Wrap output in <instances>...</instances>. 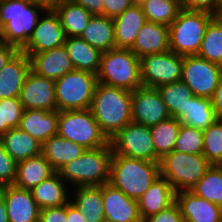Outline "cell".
<instances>
[{
  "instance_id": "55",
  "label": "cell",
  "mask_w": 222,
  "mask_h": 222,
  "mask_svg": "<svg viewBox=\"0 0 222 222\" xmlns=\"http://www.w3.org/2000/svg\"><path fill=\"white\" fill-rule=\"evenodd\" d=\"M2 136V116H1V106H0V137Z\"/></svg>"
},
{
  "instance_id": "31",
  "label": "cell",
  "mask_w": 222,
  "mask_h": 222,
  "mask_svg": "<svg viewBox=\"0 0 222 222\" xmlns=\"http://www.w3.org/2000/svg\"><path fill=\"white\" fill-rule=\"evenodd\" d=\"M66 37H80L92 14L73 0H58L54 9Z\"/></svg>"
},
{
  "instance_id": "40",
  "label": "cell",
  "mask_w": 222,
  "mask_h": 222,
  "mask_svg": "<svg viewBox=\"0 0 222 222\" xmlns=\"http://www.w3.org/2000/svg\"><path fill=\"white\" fill-rule=\"evenodd\" d=\"M203 142V130L181 124L173 150L188 154H203Z\"/></svg>"
},
{
  "instance_id": "43",
  "label": "cell",
  "mask_w": 222,
  "mask_h": 222,
  "mask_svg": "<svg viewBox=\"0 0 222 222\" xmlns=\"http://www.w3.org/2000/svg\"><path fill=\"white\" fill-rule=\"evenodd\" d=\"M182 9L207 12L216 15L222 6V0H180Z\"/></svg>"
},
{
  "instance_id": "39",
  "label": "cell",
  "mask_w": 222,
  "mask_h": 222,
  "mask_svg": "<svg viewBox=\"0 0 222 222\" xmlns=\"http://www.w3.org/2000/svg\"><path fill=\"white\" fill-rule=\"evenodd\" d=\"M203 155L211 165L222 164V120L203 130Z\"/></svg>"
},
{
  "instance_id": "36",
  "label": "cell",
  "mask_w": 222,
  "mask_h": 222,
  "mask_svg": "<svg viewBox=\"0 0 222 222\" xmlns=\"http://www.w3.org/2000/svg\"><path fill=\"white\" fill-rule=\"evenodd\" d=\"M190 191L222 208V166L211 165Z\"/></svg>"
},
{
  "instance_id": "30",
  "label": "cell",
  "mask_w": 222,
  "mask_h": 222,
  "mask_svg": "<svg viewBox=\"0 0 222 222\" xmlns=\"http://www.w3.org/2000/svg\"><path fill=\"white\" fill-rule=\"evenodd\" d=\"M80 38L102 53L116 48L113 18L92 15Z\"/></svg>"
},
{
  "instance_id": "24",
  "label": "cell",
  "mask_w": 222,
  "mask_h": 222,
  "mask_svg": "<svg viewBox=\"0 0 222 222\" xmlns=\"http://www.w3.org/2000/svg\"><path fill=\"white\" fill-rule=\"evenodd\" d=\"M146 21L141 6H131L114 18L115 47L130 49Z\"/></svg>"
},
{
  "instance_id": "38",
  "label": "cell",
  "mask_w": 222,
  "mask_h": 222,
  "mask_svg": "<svg viewBox=\"0 0 222 222\" xmlns=\"http://www.w3.org/2000/svg\"><path fill=\"white\" fill-rule=\"evenodd\" d=\"M141 9L147 21L169 26L181 9L180 0H148Z\"/></svg>"
},
{
  "instance_id": "46",
  "label": "cell",
  "mask_w": 222,
  "mask_h": 222,
  "mask_svg": "<svg viewBox=\"0 0 222 222\" xmlns=\"http://www.w3.org/2000/svg\"><path fill=\"white\" fill-rule=\"evenodd\" d=\"M39 222H67L66 205L41 209Z\"/></svg>"
},
{
  "instance_id": "25",
  "label": "cell",
  "mask_w": 222,
  "mask_h": 222,
  "mask_svg": "<svg viewBox=\"0 0 222 222\" xmlns=\"http://www.w3.org/2000/svg\"><path fill=\"white\" fill-rule=\"evenodd\" d=\"M70 186L59 176L57 172L46 180L40 182L30 191L41 209L61 207L70 201ZM70 189V190H69Z\"/></svg>"
},
{
  "instance_id": "44",
  "label": "cell",
  "mask_w": 222,
  "mask_h": 222,
  "mask_svg": "<svg viewBox=\"0 0 222 222\" xmlns=\"http://www.w3.org/2000/svg\"><path fill=\"white\" fill-rule=\"evenodd\" d=\"M143 222H184L180 208L176 202L157 214L151 215Z\"/></svg>"
},
{
  "instance_id": "11",
  "label": "cell",
  "mask_w": 222,
  "mask_h": 222,
  "mask_svg": "<svg viewBox=\"0 0 222 222\" xmlns=\"http://www.w3.org/2000/svg\"><path fill=\"white\" fill-rule=\"evenodd\" d=\"M221 78V65L197 55L183 56L181 81L194 96L212 98Z\"/></svg>"
},
{
  "instance_id": "18",
  "label": "cell",
  "mask_w": 222,
  "mask_h": 222,
  "mask_svg": "<svg viewBox=\"0 0 222 222\" xmlns=\"http://www.w3.org/2000/svg\"><path fill=\"white\" fill-rule=\"evenodd\" d=\"M184 222H222V208L192 191L175 193Z\"/></svg>"
},
{
  "instance_id": "53",
  "label": "cell",
  "mask_w": 222,
  "mask_h": 222,
  "mask_svg": "<svg viewBox=\"0 0 222 222\" xmlns=\"http://www.w3.org/2000/svg\"><path fill=\"white\" fill-rule=\"evenodd\" d=\"M131 1H132L133 6H141L148 0H131Z\"/></svg>"
},
{
  "instance_id": "45",
  "label": "cell",
  "mask_w": 222,
  "mask_h": 222,
  "mask_svg": "<svg viewBox=\"0 0 222 222\" xmlns=\"http://www.w3.org/2000/svg\"><path fill=\"white\" fill-rule=\"evenodd\" d=\"M131 6V0H103V15L114 19Z\"/></svg>"
},
{
  "instance_id": "51",
  "label": "cell",
  "mask_w": 222,
  "mask_h": 222,
  "mask_svg": "<svg viewBox=\"0 0 222 222\" xmlns=\"http://www.w3.org/2000/svg\"><path fill=\"white\" fill-rule=\"evenodd\" d=\"M30 4L42 7L44 10H53L58 0H25Z\"/></svg>"
},
{
  "instance_id": "37",
  "label": "cell",
  "mask_w": 222,
  "mask_h": 222,
  "mask_svg": "<svg viewBox=\"0 0 222 222\" xmlns=\"http://www.w3.org/2000/svg\"><path fill=\"white\" fill-rule=\"evenodd\" d=\"M197 56L222 66V23L216 17L206 28Z\"/></svg>"
},
{
  "instance_id": "20",
  "label": "cell",
  "mask_w": 222,
  "mask_h": 222,
  "mask_svg": "<svg viewBox=\"0 0 222 222\" xmlns=\"http://www.w3.org/2000/svg\"><path fill=\"white\" fill-rule=\"evenodd\" d=\"M30 70V58L18 51L0 70V99L19 98Z\"/></svg>"
},
{
  "instance_id": "2",
  "label": "cell",
  "mask_w": 222,
  "mask_h": 222,
  "mask_svg": "<svg viewBox=\"0 0 222 222\" xmlns=\"http://www.w3.org/2000/svg\"><path fill=\"white\" fill-rule=\"evenodd\" d=\"M112 147L86 149L79 157L62 166L57 173L71 187L101 186L109 182Z\"/></svg>"
},
{
  "instance_id": "32",
  "label": "cell",
  "mask_w": 222,
  "mask_h": 222,
  "mask_svg": "<svg viewBox=\"0 0 222 222\" xmlns=\"http://www.w3.org/2000/svg\"><path fill=\"white\" fill-rule=\"evenodd\" d=\"M0 141L17 163L41 153L42 144L20 128L10 129L0 137Z\"/></svg>"
},
{
  "instance_id": "17",
  "label": "cell",
  "mask_w": 222,
  "mask_h": 222,
  "mask_svg": "<svg viewBox=\"0 0 222 222\" xmlns=\"http://www.w3.org/2000/svg\"><path fill=\"white\" fill-rule=\"evenodd\" d=\"M9 222H39L40 208L30 190L12 185L0 187Z\"/></svg>"
},
{
  "instance_id": "1",
  "label": "cell",
  "mask_w": 222,
  "mask_h": 222,
  "mask_svg": "<svg viewBox=\"0 0 222 222\" xmlns=\"http://www.w3.org/2000/svg\"><path fill=\"white\" fill-rule=\"evenodd\" d=\"M131 97V91L97 82L90 110L109 140L132 122Z\"/></svg>"
},
{
  "instance_id": "9",
  "label": "cell",
  "mask_w": 222,
  "mask_h": 222,
  "mask_svg": "<svg viewBox=\"0 0 222 222\" xmlns=\"http://www.w3.org/2000/svg\"><path fill=\"white\" fill-rule=\"evenodd\" d=\"M96 84V74L76 69L67 72L55 80L57 110L90 109Z\"/></svg>"
},
{
  "instance_id": "41",
  "label": "cell",
  "mask_w": 222,
  "mask_h": 222,
  "mask_svg": "<svg viewBox=\"0 0 222 222\" xmlns=\"http://www.w3.org/2000/svg\"><path fill=\"white\" fill-rule=\"evenodd\" d=\"M2 135L10 129L18 128L24 108L19 98L0 99Z\"/></svg>"
},
{
  "instance_id": "29",
  "label": "cell",
  "mask_w": 222,
  "mask_h": 222,
  "mask_svg": "<svg viewBox=\"0 0 222 222\" xmlns=\"http://www.w3.org/2000/svg\"><path fill=\"white\" fill-rule=\"evenodd\" d=\"M54 173L50 163L40 153L17 163V176L14 185L31 190Z\"/></svg>"
},
{
  "instance_id": "42",
  "label": "cell",
  "mask_w": 222,
  "mask_h": 222,
  "mask_svg": "<svg viewBox=\"0 0 222 222\" xmlns=\"http://www.w3.org/2000/svg\"><path fill=\"white\" fill-rule=\"evenodd\" d=\"M17 176V162L6 152L0 141V187L14 184Z\"/></svg>"
},
{
  "instance_id": "4",
  "label": "cell",
  "mask_w": 222,
  "mask_h": 222,
  "mask_svg": "<svg viewBox=\"0 0 222 222\" xmlns=\"http://www.w3.org/2000/svg\"><path fill=\"white\" fill-rule=\"evenodd\" d=\"M159 176V162L112 155L109 183L129 198L138 200Z\"/></svg>"
},
{
  "instance_id": "6",
  "label": "cell",
  "mask_w": 222,
  "mask_h": 222,
  "mask_svg": "<svg viewBox=\"0 0 222 222\" xmlns=\"http://www.w3.org/2000/svg\"><path fill=\"white\" fill-rule=\"evenodd\" d=\"M215 16L201 11L180 9L168 26L170 50L181 56L197 55L209 22Z\"/></svg>"
},
{
  "instance_id": "35",
  "label": "cell",
  "mask_w": 222,
  "mask_h": 222,
  "mask_svg": "<svg viewBox=\"0 0 222 222\" xmlns=\"http://www.w3.org/2000/svg\"><path fill=\"white\" fill-rule=\"evenodd\" d=\"M156 89L160 93L170 116L174 118L185 111L189 101L194 97L193 92L183 81L164 84Z\"/></svg>"
},
{
  "instance_id": "14",
  "label": "cell",
  "mask_w": 222,
  "mask_h": 222,
  "mask_svg": "<svg viewBox=\"0 0 222 222\" xmlns=\"http://www.w3.org/2000/svg\"><path fill=\"white\" fill-rule=\"evenodd\" d=\"M66 35L54 10H45L42 17L29 38L26 46L21 50L24 53H40L63 46Z\"/></svg>"
},
{
  "instance_id": "34",
  "label": "cell",
  "mask_w": 222,
  "mask_h": 222,
  "mask_svg": "<svg viewBox=\"0 0 222 222\" xmlns=\"http://www.w3.org/2000/svg\"><path fill=\"white\" fill-rule=\"evenodd\" d=\"M180 126L177 118L170 117L150 127L155 153L160 159L173 151Z\"/></svg>"
},
{
  "instance_id": "22",
  "label": "cell",
  "mask_w": 222,
  "mask_h": 222,
  "mask_svg": "<svg viewBox=\"0 0 222 222\" xmlns=\"http://www.w3.org/2000/svg\"><path fill=\"white\" fill-rule=\"evenodd\" d=\"M130 50L133 51L138 58L149 54H159L169 51L168 26L146 21L138 32Z\"/></svg>"
},
{
  "instance_id": "28",
  "label": "cell",
  "mask_w": 222,
  "mask_h": 222,
  "mask_svg": "<svg viewBox=\"0 0 222 222\" xmlns=\"http://www.w3.org/2000/svg\"><path fill=\"white\" fill-rule=\"evenodd\" d=\"M85 150L82 145L69 141L58 134L46 140L41 146V154L55 172L79 157Z\"/></svg>"
},
{
  "instance_id": "10",
  "label": "cell",
  "mask_w": 222,
  "mask_h": 222,
  "mask_svg": "<svg viewBox=\"0 0 222 222\" xmlns=\"http://www.w3.org/2000/svg\"><path fill=\"white\" fill-rule=\"evenodd\" d=\"M112 152L135 159L159 162L155 153L150 127L130 122L110 140Z\"/></svg>"
},
{
  "instance_id": "13",
  "label": "cell",
  "mask_w": 222,
  "mask_h": 222,
  "mask_svg": "<svg viewBox=\"0 0 222 222\" xmlns=\"http://www.w3.org/2000/svg\"><path fill=\"white\" fill-rule=\"evenodd\" d=\"M132 122L152 127L170 118L163 99L156 88L140 87L132 91Z\"/></svg>"
},
{
  "instance_id": "54",
  "label": "cell",
  "mask_w": 222,
  "mask_h": 222,
  "mask_svg": "<svg viewBox=\"0 0 222 222\" xmlns=\"http://www.w3.org/2000/svg\"><path fill=\"white\" fill-rule=\"evenodd\" d=\"M215 17L222 23V6L220 7V9L218 10L217 14L215 15Z\"/></svg>"
},
{
  "instance_id": "16",
  "label": "cell",
  "mask_w": 222,
  "mask_h": 222,
  "mask_svg": "<svg viewBox=\"0 0 222 222\" xmlns=\"http://www.w3.org/2000/svg\"><path fill=\"white\" fill-rule=\"evenodd\" d=\"M105 221L143 222L139 213L138 200L129 198L109 182L102 185Z\"/></svg>"
},
{
  "instance_id": "48",
  "label": "cell",
  "mask_w": 222,
  "mask_h": 222,
  "mask_svg": "<svg viewBox=\"0 0 222 222\" xmlns=\"http://www.w3.org/2000/svg\"><path fill=\"white\" fill-rule=\"evenodd\" d=\"M18 51L16 47L9 45L3 40L0 41V70Z\"/></svg>"
},
{
  "instance_id": "8",
  "label": "cell",
  "mask_w": 222,
  "mask_h": 222,
  "mask_svg": "<svg viewBox=\"0 0 222 222\" xmlns=\"http://www.w3.org/2000/svg\"><path fill=\"white\" fill-rule=\"evenodd\" d=\"M57 134L85 149H95L109 144L90 109L59 111Z\"/></svg>"
},
{
  "instance_id": "27",
  "label": "cell",
  "mask_w": 222,
  "mask_h": 222,
  "mask_svg": "<svg viewBox=\"0 0 222 222\" xmlns=\"http://www.w3.org/2000/svg\"><path fill=\"white\" fill-rule=\"evenodd\" d=\"M64 47L74 69L97 74L102 52L80 37H66Z\"/></svg>"
},
{
  "instance_id": "52",
  "label": "cell",
  "mask_w": 222,
  "mask_h": 222,
  "mask_svg": "<svg viewBox=\"0 0 222 222\" xmlns=\"http://www.w3.org/2000/svg\"><path fill=\"white\" fill-rule=\"evenodd\" d=\"M0 222H9L4 199L0 194Z\"/></svg>"
},
{
  "instance_id": "3",
  "label": "cell",
  "mask_w": 222,
  "mask_h": 222,
  "mask_svg": "<svg viewBox=\"0 0 222 222\" xmlns=\"http://www.w3.org/2000/svg\"><path fill=\"white\" fill-rule=\"evenodd\" d=\"M44 11L42 7L25 0H0L1 40L21 51Z\"/></svg>"
},
{
  "instance_id": "7",
  "label": "cell",
  "mask_w": 222,
  "mask_h": 222,
  "mask_svg": "<svg viewBox=\"0 0 222 222\" xmlns=\"http://www.w3.org/2000/svg\"><path fill=\"white\" fill-rule=\"evenodd\" d=\"M211 167L203 154L171 151L159 161L160 175L172 185L175 193L190 191Z\"/></svg>"
},
{
  "instance_id": "21",
  "label": "cell",
  "mask_w": 222,
  "mask_h": 222,
  "mask_svg": "<svg viewBox=\"0 0 222 222\" xmlns=\"http://www.w3.org/2000/svg\"><path fill=\"white\" fill-rule=\"evenodd\" d=\"M59 111L42 109L24 110L19 127L40 144L57 135Z\"/></svg>"
},
{
  "instance_id": "47",
  "label": "cell",
  "mask_w": 222,
  "mask_h": 222,
  "mask_svg": "<svg viewBox=\"0 0 222 222\" xmlns=\"http://www.w3.org/2000/svg\"><path fill=\"white\" fill-rule=\"evenodd\" d=\"M92 15H103V0H73Z\"/></svg>"
},
{
  "instance_id": "19",
  "label": "cell",
  "mask_w": 222,
  "mask_h": 222,
  "mask_svg": "<svg viewBox=\"0 0 222 222\" xmlns=\"http://www.w3.org/2000/svg\"><path fill=\"white\" fill-rule=\"evenodd\" d=\"M25 54L30 58L33 72L52 80H57L74 70L64 45L40 53Z\"/></svg>"
},
{
  "instance_id": "15",
  "label": "cell",
  "mask_w": 222,
  "mask_h": 222,
  "mask_svg": "<svg viewBox=\"0 0 222 222\" xmlns=\"http://www.w3.org/2000/svg\"><path fill=\"white\" fill-rule=\"evenodd\" d=\"M19 100L24 110H57L55 80L40 76L30 70L20 91Z\"/></svg>"
},
{
  "instance_id": "5",
  "label": "cell",
  "mask_w": 222,
  "mask_h": 222,
  "mask_svg": "<svg viewBox=\"0 0 222 222\" xmlns=\"http://www.w3.org/2000/svg\"><path fill=\"white\" fill-rule=\"evenodd\" d=\"M97 82L128 91L142 87L140 58L130 49L114 48L103 52Z\"/></svg>"
},
{
  "instance_id": "23",
  "label": "cell",
  "mask_w": 222,
  "mask_h": 222,
  "mask_svg": "<svg viewBox=\"0 0 222 222\" xmlns=\"http://www.w3.org/2000/svg\"><path fill=\"white\" fill-rule=\"evenodd\" d=\"M175 202V191L170 182L161 175L156 178L138 199L141 219L157 214Z\"/></svg>"
},
{
  "instance_id": "12",
  "label": "cell",
  "mask_w": 222,
  "mask_h": 222,
  "mask_svg": "<svg viewBox=\"0 0 222 222\" xmlns=\"http://www.w3.org/2000/svg\"><path fill=\"white\" fill-rule=\"evenodd\" d=\"M183 56L171 50L149 54L140 58L143 87L158 88L161 85L181 81Z\"/></svg>"
},
{
  "instance_id": "50",
  "label": "cell",
  "mask_w": 222,
  "mask_h": 222,
  "mask_svg": "<svg viewBox=\"0 0 222 222\" xmlns=\"http://www.w3.org/2000/svg\"><path fill=\"white\" fill-rule=\"evenodd\" d=\"M67 222H86L85 216L69 201L66 204Z\"/></svg>"
},
{
  "instance_id": "26",
  "label": "cell",
  "mask_w": 222,
  "mask_h": 222,
  "mask_svg": "<svg viewBox=\"0 0 222 222\" xmlns=\"http://www.w3.org/2000/svg\"><path fill=\"white\" fill-rule=\"evenodd\" d=\"M71 189L73 190L70 192V202L85 216L86 222L105 221L102 185L78 186Z\"/></svg>"
},
{
  "instance_id": "33",
  "label": "cell",
  "mask_w": 222,
  "mask_h": 222,
  "mask_svg": "<svg viewBox=\"0 0 222 222\" xmlns=\"http://www.w3.org/2000/svg\"><path fill=\"white\" fill-rule=\"evenodd\" d=\"M177 119L181 124L200 130H205L218 118L212 105V99L194 96Z\"/></svg>"
},
{
  "instance_id": "49",
  "label": "cell",
  "mask_w": 222,
  "mask_h": 222,
  "mask_svg": "<svg viewBox=\"0 0 222 222\" xmlns=\"http://www.w3.org/2000/svg\"><path fill=\"white\" fill-rule=\"evenodd\" d=\"M215 114L218 119H222V78L215 89L214 95L211 98Z\"/></svg>"
}]
</instances>
